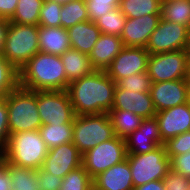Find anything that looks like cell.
Listing matches in <instances>:
<instances>
[{"mask_svg":"<svg viewBox=\"0 0 190 190\" xmlns=\"http://www.w3.org/2000/svg\"><path fill=\"white\" fill-rule=\"evenodd\" d=\"M112 109L131 111L143 119L156 115L150 92H134L122 89L118 85L115 88Z\"/></svg>","mask_w":190,"mask_h":190,"instance_id":"e0dca14e","label":"cell"},{"mask_svg":"<svg viewBox=\"0 0 190 190\" xmlns=\"http://www.w3.org/2000/svg\"><path fill=\"white\" fill-rule=\"evenodd\" d=\"M50 1L56 2V3L61 4V5H65L69 2L76 1V0H50Z\"/></svg>","mask_w":190,"mask_h":190,"instance_id":"7dc6e473","label":"cell"},{"mask_svg":"<svg viewBox=\"0 0 190 190\" xmlns=\"http://www.w3.org/2000/svg\"><path fill=\"white\" fill-rule=\"evenodd\" d=\"M163 144L155 117L143 119L138 129L125 138L128 154L148 153Z\"/></svg>","mask_w":190,"mask_h":190,"instance_id":"2e32d148","label":"cell"},{"mask_svg":"<svg viewBox=\"0 0 190 190\" xmlns=\"http://www.w3.org/2000/svg\"><path fill=\"white\" fill-rule=\"evenodd\" d=\"M114 133L116 136L125 139L141 125L143 118L131 111L111 109L108 112Z\"/></svg>","mask_w":190,"mask_h":190,"instance_id":"d4e9b609","label":"cell"},{"mask_svg":"<svg viewBox=\"0 0 190 190\" xmlns=\"http://www.w3.org/2000/svg\"><path fill=\"white\" fill-rule=\"evenodd\" d=\"M160 14L127 18L120 38L125 46L146 47L149 37L156 29Z\"/></svg>","mask_w":190,"mask_h":190,"instance_id":"ac0fdd59","label":"cell"},{"mask_svg":"<svg viewBox=\"0 0 190 190\" xmlns=\"http://www.w3.org/2000/svg\"><path fill=\"white\" fill-rule=\"evenodd\" d=\"M161 0H121L119 8L126 18L160 14Z\"/></svg>","mask_w":190,"mask_h":190,"instance_id":"83f0119b","label":"cell"},{"mask_svg":"<svg viewBox=\"0 0 190 190\" xmlns=\"http://www.w3.org/2000/svg\"><path fill=\"white\" fill-rule=\"evenodd\" d=\"M134 187L150 181L162 180L171 169L166 148L158 146L153 151L143 154H127Z\"/></svg>","mask_w":190,"mask_h":190,"instance_id":"52a82bcc","label":"cell"},{"mask_svg":"<svg viewBox=\"0 0 190 190\" xmlns=\"http://www.w3.org/2000/svg\"><path fill=\"white\" fill-rule=\"evenodd\" d=\"M189 80L187 78L152 82L151 97L156 112L188 102Z\"/></svg>","mask_w":190,"mask_h":190,"instance_id":"5bb4252c","label":"cell"},{"mask_svg":"<svg viewBox=\"0 0 190 190\" xmlns=\"http://www.w3.org/2000/svg\"><path fill=\"white\" fill-rule=\"evenodd\" d=\"M80 166H82V154L72 142H69L48 149L42 169L54 176L64 178Z\"/></svg>","mask_w":190,"mask_h":190,"instance_id":"4fadbf2b","label":"cell"},{"mask_svg":"<svg viewBox=\"0 0 190 190\" xmlns=\"http://www.w3.org/2000/svg\"><path fill=\"white\" fill-rule=\"evenodd\" d=\"M188 102L190 103V82H189V90H188Z\"/></svg>","mask_w":190,"mask_h":190,"instance_id":"681fc988","label":"cell"},{"mask_svg":"<svg viewBox=\"0 0 190 190\" xmlns=\"http://www.w3.org/2000/svg\"><path fill=\"white\" fill-rule=\"evenodd\" d=\"M161 140L163 143L190 130V103H184L156 112Z\"/></svg>","mask_w":190,"mask_h":190,"instance_id":"9a60e30c","label":"cell"},{"mask_svg":"<svg viewBox=\"0 0 190 190\" xmlns=\"http://www.w3.org/2000/svg\"><path fill=\"white\" fill-rule=\"evenodd\" d=\"M190 82V56H189V67H188V78H187Z\"/></svg>","mask_w":190,"mask_h":190,"instance_id":"c3c4849f","label":"cell"},{"mask_svg":"<svg viewBox=\"0 0 190 190\" xmlns=\"http://www.w3.org/2000/svg\"><path fill=\"white\" fill-rule=\"evenodd\" d=\"M38 189L39 190H60L63 178L54 176L43 170L37 169Z\"/></svg>","mask_w":190,"mask_h":190,"instance_id":"f35d334b","label":"cell"},{"mask_svg":"<svg viewBox=\"0 0 190 190\" xmlns=\"http://www.w3.org/2000/svg\"><path fill=\"white\" fill-rule=\"evenodd\" d=\"M170 166L174 172L190 178V151L174 156L170 160Z\"/></svg>","mask_w":190,"mask_h":190,"instance_id":"60d3db41","label":"cell"},{"mask_svg":"<svg viewBox=\"0 0 190 190\" xmlns=\"http://www.w3.org/2000/svg\"><path fill=\"white\" fill-rule=\"evenodd\" d=\"M124 47L120 36L101 34L89 54L92 67L95 70H106Z\"/></svg>","mask_w":190,"mask_h":190,"instance_id":"ffe728a7","label":"cell"},{"mask_svg":"<svg viewBox=\"0 0 190 190\" xmlns=\"http://www.w3.org/2000/svg\"><path fill=\"white\" fill-rule=\"evenodd\" d=\"M0 190H11V180L7 168L0 162Z\"/></svg>","mask_w":190,"mask_h":190,"instance_id":"7bdbcfd3","label":"cell"},{"mask_svg":"<svg viewBox=\"0 0 190 190\" xmlns=\"http://www.w3.org/2000/svg\"><path fill=\"white\" fill-rule=\"evenodd\" d=\"M165 190H188L190 178L174 172L170 169L162 179Z\"/></svg>","mask_w":190,"mask_h":190,"instance_id":"74e56055","label":"cell"},{"mask_svg":"<svg viewBox=\"0 0 190 190\" xmlns=\"http://www.w3.org/2000/svg\"><path fill=\"white\" fill-rule=\"evenodd\" d=\"M48 149L72 142L73 123L47 124L38 129Z\"/></svg>","mask_w":190,"mask_h":190,"instance_id":"4316f807","label":"cell"},{"mask_svg":"<svg viewBox=\"0 0 190 190\" xmlns=\"http://www.w3.org/2000/svg\"><path fill=\"white\" fill-rule=\"evenodd\" d=\"M9 132L38 130L42 121L37 107V91L18 86L6 96Z\"/></svg>","mask_w":190,"mask_h":190,"instance_id":"277c9868","label":"cell"},{"mask_svg":"<svg viewBox=\"0 0 190 190\" xmlns=\"http://www.w3.org/2000/svg\"><path fill=\"white\" fill-rule=\"evenodd\" d=\"M18 0H0V18L10 20L17 7Z\"/></svg>","mask_w":190,"mask_h":190,"instance_id":"b9f144b4","label":"cell"},{"mask_svg":"<svg viewBox=\"0 0 190 190\" xmlns=\"http://www.w3.org/2000/svg\"><path fill=\"white\" fill-rule=\"evenodd\" d=\"M189 55L185 50L149 54L147 74L152 82L188 78Z\"/></svg>","mask_w":190,"mask_h":190,"instance_id":"9c48e42d","label":"cell"},{"mask_svg":"<svg viewBox=\"0 0 190 190\" xmlns=\"http://www.w3.org/2000/svg\"><path fill=\"white\" fill-rule=\"evenodd\" d=\"M114 136L113 125L108 113L75 115L73 119L72 143L81 154Z\"/></svg>","mask_w":190,"mask_h":190,"instance_id":"8992f818","label":"cell"},{"mask_svg":"<svg viewBox=\"0 0 190 190\" xmlns=\"http://www.w3.org/2000/svg\"><path fill=\"white\" fill-rule=\"evenodd\" d=\"M39 50L47 54L61 56L71 49L67 29L63 27L39 26L38 32Z\"/></svg>","mask_w":190,"mask_h":190,"instance_id":"44dd1931","label":"cell"},{"mask_svg":"<svg viewBox=\"0 0 190 190\" xmlns=\"http://www.w3.org/2000/svg\"><path fill=\"white\" fill-rule=\"evenodd\" d=\"M116 86L105 70H94L69 83L67 93L75 115L108 113L112 109Z\"/></svg>","mask_w":190,"mask_h":190,"instance_id":"6da1fadb","label":"cell"},{"mask_svg":"<svg viewBox=\"0 0 190 190\" xmlns=\"http://www.w3.org/2000/svg\"><path fill=\"white\" fill-rule=\"evenodd\" d=\"M39 25L17 24L9 22L3 56L18 71L35 54L40 52L38 41Z\"/></svg>","mask_w":190,"mask_h":190,"instance_id":"5b68a950","label":"cell"},{"mask_svg":"<svg viewBox=\"0 0 190 190\" xmlns=\"http://www.w3.org/2000/svg\"><path fill=\"white\" fill-rule=\"evenodd\" d=\"M19 86V71L0 55V98L6 97Z\"/></svg>","mask_w":190,"mask_h":190,"instance_id":"1f68e13d","label":"cell"},{"mask_svg":"<svg viewBox=\"0 0 190 190\" xmlns=\"http://www.w3.org/2000/svg\"><path fill=\"white\" fill-rule=\"evenodd\" d=\"M37 107L42 125L73 123L75 113L67 90L37 91Z\"/></svg>","mask_w":190,"mask_h":190,"instance_id":"30bf717a","label":"cell"},{"mask_svg":"<svg viewBox=\"0 0 190 190\" xmlns=\"http://www.w3.org/2000/svg\"><path fill=\"white\" fill-rule=\"evenodd\" d=\"M67 76V88L69 83L91 74L95 69L92 67L89 55L75 49H68L61 56Z\"/></svg>","mask_w":190,"mask_h":190,"instance_id":"603a6c76","label":"cell"},{"mask_svg":"<svg viewBox=\"0 0 190 190\" xmlns=\"http://www.w3.org/2000/svg\"><path fill=\"white\" fill-rule=\"evenodd\" d=\"M9 20L0 18V55H3L4 44L9 29Z\"/></svg>","mask_w":190,"mask_h":190,"instance_id":"ee69618b","label":"cell"},{"mask_svg":"<svg viewBox=\"0 0 190 190\" xmlns=\"http://www.w3.org/2000/svg\"><path fill=\"white\" fill-rule=\"evenodd\" d=\"M121 0H85L89 21L95 22L101 15L119 7Z\"/></svg>","mask_w":190,"mask_h":190,"instance_id":"d590c367","label":"cell"},{"mask_svg":"<svg viewBox=\"0 0 190 190\" xmlns=\"http://www.w3.org/2000/svg\"><path fill=\"white\" fill-rule=\"evenodd\" d=\"M184 50L190 56V28H188V30H187V41H186V46H185Z\"/></svg>","mask_w":190,"mask_h":190,"instance_id":"bcb514c9","label":"cell"},{"mask_svg":"<svg viewBox=\"0 0 190 190\" xmlns=\"http://www.w3.org/2000/svg\"><path fill=\"white\" fill-rule=\"evenodd\" d=\"M149 51L145 47L125 46L105 70L117 83L132 74L147 72Z\"/></svg>","mask_w":190,"mask_h":190,"instance_id":"7c38bea8","label":"cell"},{"mask_svg":"<svg viewBox=\"0 0 190 190\" xmlns=\"http://www.w3.org/2000/svg\"><path fill=\"white\" fill-rule=\"evenodd\" d=\"M128 159L115 164L93 179V190H133Z\"/></svg>","mask_w":190,"mask_h":190,"instance_id":"d6986e66","label":"cell"},{"mask_svg":"<svg viewBox=\"0 0 190 190\" xmlns=\"http://www.w3.org/2000/svg\"><path fill=\"white\" fill-rule=\"evenodd\" d=\"M44 0H18L12 23L39 25L40 10Z\"/></svg>","mask_w":190,"mask_h":190,"instance_id":"f1b7e54d","label":"cell"},{"mask_svg":"<svg viewBox=\"0 0 190 190\" xmlns=\"http://www.w3.org/2000/svg\"><path fill=\"white\" fill-rule=\"evenodd\" d=\"M187 30L186 26L160 19L145 48L149 54L184 50Z\"/></svg>","mask_w":190,"mask_h":190,"instance_id":"8fae6325","label":"cell"},{"mask_svg":"<svg viewBox=\"0 0 190 190\" xmlns=\"http://www.w3.org/2000/svg\"><path fill=\"white\" fill-rule=\"evenodd\" d=\"M167 156L170 160L176 156L190 151V130L169 139L164 143Z\"/></svg>","mask_w":190,"mask_h":190,"instance_id":"8d00e7d4","label":"cell"},{"mask_svg":"<svg viewBox=\"0 0 190 190\" xmlns=\"http://www.w3.org/2000/svg\"><path fill=\"white\" fill-rule=\"evenodd\" d=\"M60 190H93V179L84 167L80 166L63 178Z\"/></svg>","mask_w":190,"mask_h":190,"instance_id":"d6a6232c","label":"cell"},{"mask_svg":"<svg viewBox=\"0 0 190 190\" xmlns=\"http://www.w3.org/2000/svg\"><path fill=\"white\" fill-rule=\"evenodd\" d=\"M8 110L6 97L0 98V152L2 153L7 145L9 138Z\"/></svg>","mask_w":190,"mask_h":190,"instance_id":"ab89813d","label":"cell"},{"mask_svg":"<svg viewBox=\"0 0 190 190\" xmlns=\"http://www.w3.org/2000/svg\"><path fill=\"white\" fill-rule=\"evenodd\" d=\"M61 27L68 29L75 24L89 21L85 0H76L62 5L60 12Z\"/></svg>","mask_w":190,"mask_h":190,"instance_id":"f546056e","label":"cell"},{"mask_svg":"<svg viewBox=\"0 0 190 190\" xmlns=\"http://www.w3.org/2000/svg\"><path fill=\"white\" fill-rule=\"evenodd\" d=\"M0 162L7 168L9 172L11 190H38L36 169L12 165L2 157Z\"/></svg>","mask_w":190,"mask_h":190,"instance_id":"cb8c5ba5","label":"cell"},{"mask_svg":"<svg viewBox=\"0 0 190 190\" xmlns=\"http://www.w3.org/2000/svg\"><path fill=\"white\" fill-rule=\"evenodd\" d=\"M117 85L122 89L143 93L150 92L152 80L147 72H142L120 79Z\"/></svg>","mask_w":190,"mask_h":190,"instance_id":"836d02e7","label":"cell"},{"mask_svg":"<svg viewBox=\"0 0 190 190\" xmlns=\"http://www.w3.org/2000/svg\"><path fill=\"white\" fill-rule=\"evenodd\" d=\"M62 5L50 0H44L39 15V26L61 27L60 12Z\"/></svg>","mask_w":190,"mask_h":190,"instance_id":"e575fe53","label":"cell"},{"mask_svg":"<svg viewBox=\"0 0 190 190\" xmlns=\"http://www.w3.org/2000/svg\"><path fill=\"white\" fill-rule=\"evenodd\" d=\"M48 148L38 130L9 134L1 157L15 166L42 168Z\"/></svg>","mask_w":190,"mask_h":190,"instance_id":"3957f363","label":"cell"},{"mask_svg":"<svg viewBox=\"0 0 190 190\" xmlns=\"http://www.w3.org/2000/svg\"><path fill=\"white\" fill-rule=\"evenodd\" d=\"M160 17L162 20L190 28V0L162 1Z\"/></svg>","mask_w":190,"mask_h":190,"instance_id":"484cf974","label":"cell"},{"mask_svg":"<svg viewBox=\"0 0 190 190\" xmlns=\"http://www.w3.org/2000/svg\"><path fill=\"white\" fill-rule=\"evenodd\" d=\"M71 48L89 55L101 35L95 22L85 21L67 29Z\"/></svg>","mask_w":190,"mask_h":190,"instance_id":"7402d4cb","label":"cell"},{"mask_svg":"<svg viewBox=\"0 0 190 190\" xmlns=\"http://www.w3.org/2000/svg\"><path fill=\"white\" fill-rule=\"evenodd\" d=\"M133 190H165V186L163 180H154L141 186H136Z\"/></svg>","mask_w":190,"mask_h":190,"instance_id":"f6af8a7d","label":"cell"},{"mask_svg":"<svg viewBox=\"0 0 190 190\" xmlns=\"http://www.w3.org/2000/svg\"><path fill=\"white\" fill-rule=\"evenodd\" d=\"M125 139L114 136L82 154V166L94 179L115 164L127 159Z\"/></svg>","mask_w":190,"mask_h":190,"instance_id":"ba28073f","label":"cell"},{"mask_svg":"<svg viewBox=\"0 0 190 190\" xmlns=\"http://www.w3.org/2000/svg\"><path fill=\"white\" fill-rule=\"evenodd\" d=\"M126 16L121 12L119 7L103 14L95 21L96 26L100 29L101 34H110L120 36L125 26Z\"/></svg>","mask_w":190,"mask_h":190,"instance_id":"4dcf8cb0","label":"cell"},{"mask_svg":"<svg viewBox=\"0 0 190 190\" xmlns=\"http://www.w3.org/2000/svg\"><path fill=\"white\" fill-rule=\"evenodd\" d=\"M19 86L32 91L67 90V76L58 55L38 52L19 70Z\"/></svg>","mask_w":190,"mask_h":190,"instance_id":"7a4b0ae2","label":"cell"}]
</instances>
